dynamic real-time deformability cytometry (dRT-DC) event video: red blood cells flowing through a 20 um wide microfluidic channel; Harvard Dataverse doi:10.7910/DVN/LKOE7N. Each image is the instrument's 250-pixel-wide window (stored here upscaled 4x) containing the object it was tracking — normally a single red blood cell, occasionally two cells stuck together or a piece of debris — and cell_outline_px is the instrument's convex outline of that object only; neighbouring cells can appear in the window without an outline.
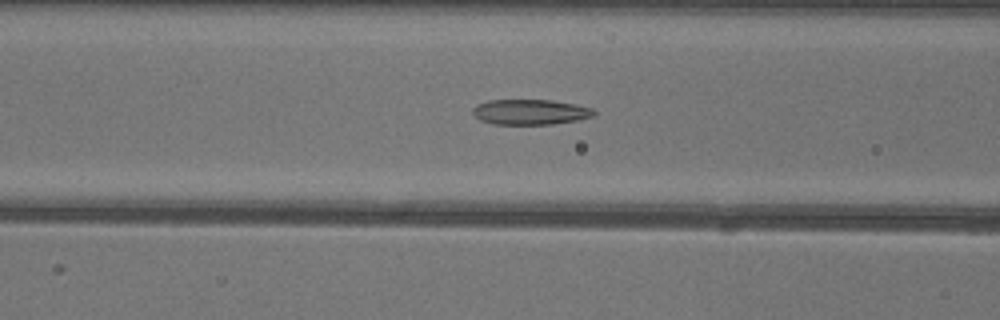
{"species": "common noctule bat (a hibernating species)", "species_latin": "Nyctalus noctula", "temperature_condition": "warm", "stored_images_in_passage": 50, "camera_frame_rate_fps": 3000, "um_per_image_px": 0.085, "animal": {"sex": "female"}, "frame": {"image": 1, "passage_image": 19, "time_ms": 6.0, "image_size_px": [1000, 320], "cell_outline_px": [[596, 112], [592, 116], [576, 120], [552, 124], [492, 124], [480, 120], [472, 112], [472, 108], [476, 104], [488, 100], [552, 100], [576, 104], [592, 108]], "centroid_in_image_um": [45.04, 9.51], "position_along_channel_um": 121.6, "area_um2": 17.86}}
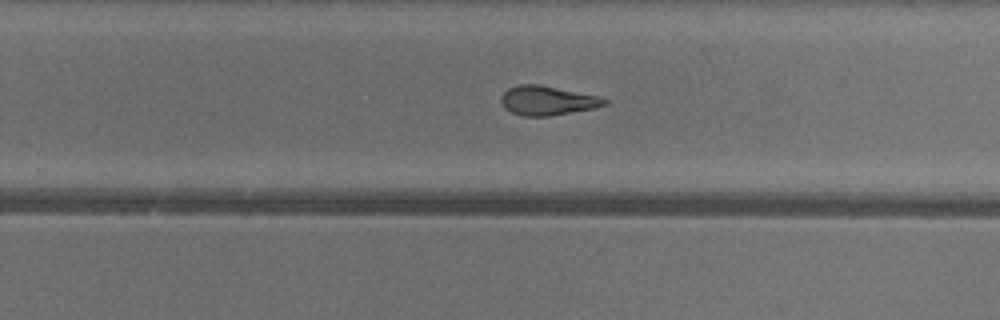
{"frame": {"image": 2, "passage_image": 31, "time_ms": 10.0, "image_size_px": [1000, 320], "cell_outline_px": [[608, 104], [596, 108], [548, 116], [524, 116], [512, 112], [504, 108], [500, 100], [500, 96], [508, 88], [520, 84], [540, 84], [596, 96], [608, 100]], "centroid_in_image_um": [46.5, 8.55], "position_along_channel_um": 283.3, "area_um2": 17.57}}
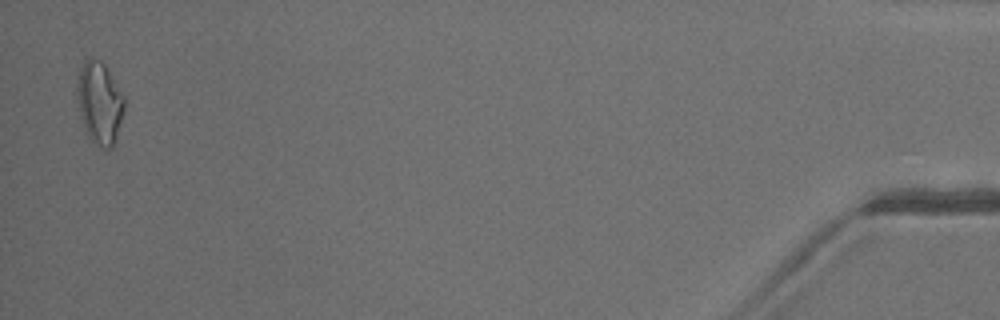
{"frame": {"image": 3, "passage_image": 49, "time_ms": 16.0, "image_size_px": [1000, 320], "cell_outline_px": [[124, 112], [116, 140], [112, 148], [108, 152], [96, 144], [92, 140], [84, 128], [80, 116], [76, 96], [76, 84], [80, 68], [84, 60], [88, 56], [92, 56], [100, 60], [104, 64], [124, 96]], "centroid_in_image_um": [8.45, 8.74], "position_along_channel_um": 426.8, "area_um2": 23.0}, "authors_computed_cell_mechanics": {"area_um2": 18.8428, "velocity_mm_per_s": 4.0564, "shape_relaxation_time_tau1_ms": 8.9943, "shape_relaxation_time_tau2_ms": 3.0883, "deformation_change_tau1": 0.2268, "deformation_change_tau2": 0.1195}}